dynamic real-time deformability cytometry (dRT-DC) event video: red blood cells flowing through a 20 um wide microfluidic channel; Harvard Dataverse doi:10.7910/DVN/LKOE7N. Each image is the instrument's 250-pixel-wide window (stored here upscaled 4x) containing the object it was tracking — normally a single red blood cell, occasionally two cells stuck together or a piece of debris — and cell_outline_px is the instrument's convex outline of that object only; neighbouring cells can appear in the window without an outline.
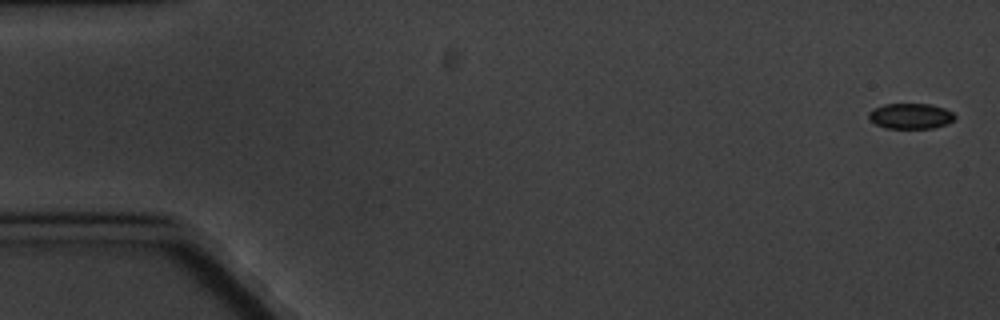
{"species": "common noctule bat (a hibernating species)", "species_latin": "Nyctalus noctula", "temperature_condition": "cold", "stored_images_in_passage": 8, "camera_frame_rate_fps": 3000, "um_per_image_px": 0.085, "animal": {"sex": "male", "body_mass_g": 20.1, "forearm_length_mm": 53.5}, "frame": {"image": 1, "passage_image": 1, "time_ms": 0.0, "image_size_px": [1000, 320], "cell_outline_px": [[956, 116], [952, 120], [944, 124], [932, 128], [884, 128], [876, 124], [868, 116], [868, 112], [872, 108], [884, 104], [928, 104], [944, 108], [952, 112]], "centroid_in_image_um": [77.36, 9.85], "position_along_channel_um": 7.6, "area_um2": 12.66}}
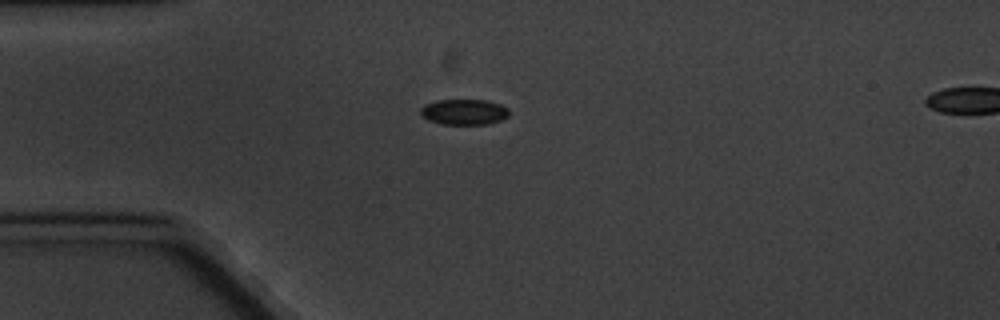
{"frame": {"image": 2, "passage_image": 5, "time_ms": 4.667, "image_size_px": [1000, 320], "cell_outline_px": [[508, 116], [500, 120], [488, 124], [440, 124], [428, 120], [420, 112], [420, 108], [424, 104], [436, 100], [488, 100], [500, 104], [508, 108]], "centroid_in_image_um": [39.43, 9.51], "position_along_channel_um": 45.6, "area_um2": 13.24}}